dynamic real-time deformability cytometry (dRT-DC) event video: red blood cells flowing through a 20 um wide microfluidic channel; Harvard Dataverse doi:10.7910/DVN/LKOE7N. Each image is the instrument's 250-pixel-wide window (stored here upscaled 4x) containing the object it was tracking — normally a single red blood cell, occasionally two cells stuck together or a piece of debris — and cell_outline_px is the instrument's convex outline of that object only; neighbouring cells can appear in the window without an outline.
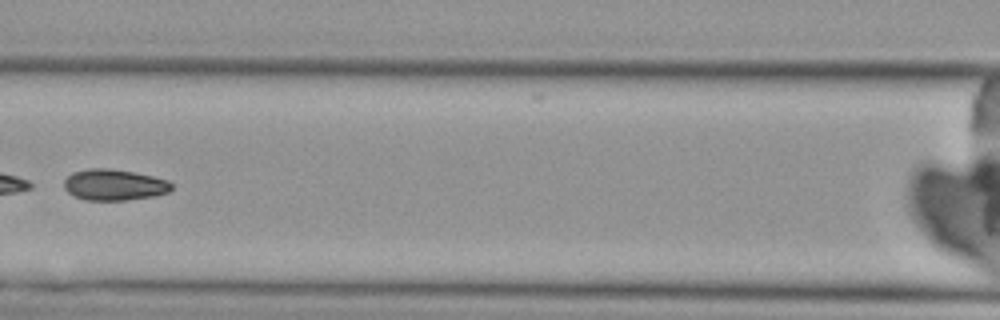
{"species": "Egyptian fruit bat (a non-hibernating species)", "species_latin": "Rousettus aegyptiacus", "temperature_condition": "cold", "stored_images_in_passage": 5, "camera_frame_rate_fps": 3000, "um_per_image_px": 0.085, "animal": {"sex": "female"}, "frame": {"image": 1, "passage_image": 5, "time_ms": 5.333, "image_size_px": [1000, 320], "cell_outline_px": [[172, 188], [168, 192], [152, 196], [124, 200], [84, 200], [68, 192], [64, 188], [64, 180], [72, 172], [88, 168], [108, 168], [132, 172], [152, 176], [168, 180], [172, 184]], "centroid_in_image_um": [9.68, 15.7], "position_along_channel_um": 156.9, "area_um2": 19.36}}